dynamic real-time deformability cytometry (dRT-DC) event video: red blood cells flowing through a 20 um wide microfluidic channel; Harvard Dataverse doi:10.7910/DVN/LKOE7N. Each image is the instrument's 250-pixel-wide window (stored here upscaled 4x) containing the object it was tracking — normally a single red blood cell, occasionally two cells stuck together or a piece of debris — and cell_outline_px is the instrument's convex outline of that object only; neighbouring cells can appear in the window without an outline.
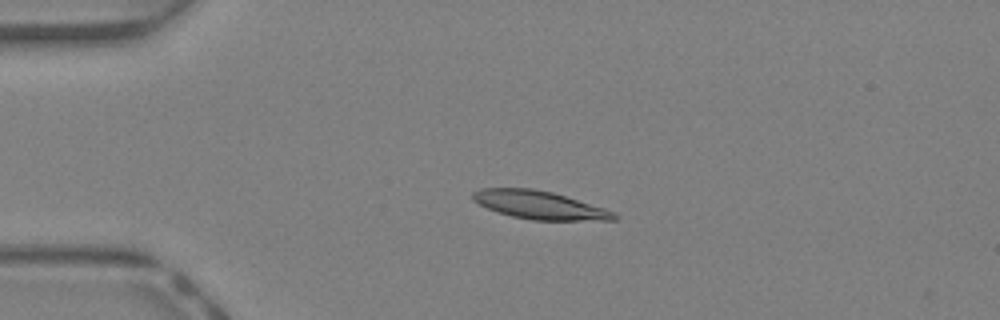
{"species": "Egyptian fruit bat (a non-hibernating species)", "species_latin": "Rousettus aegyptiacus", "temperature_condition": "warm", "stored_images_in_passage": 35, "camera_frame_rate_fps": 3000, "um_per_image_px": 0.085, "animal": {"sex": "female"}, "frame": {"image": 1, "passage_image": 1, "time_ms": 0.0, "image_size_px": [1000, 320], "cell_outline_px": [[620, 216], [616, 220], [532, 220], [512, 216], [496, 212], [472, 200], [472, 192], [480, 188], [532, 188], [552, 192], [604, 208], [616, 212]], "centroid_in_image_um": [45.86, 17.43], "position_along_channel_um": 39.1, "area_um2": 23.18}}
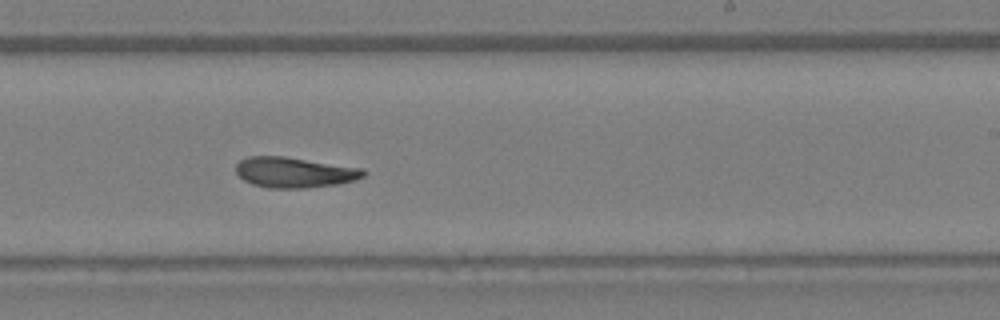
{"frame": {"image": 2, "passage_image": 18, "time_ms": 5.667, "image_size_px": [1000, 320], "cell_outline_px": [[364, 176], [352, 180], [336, 184], [304, 188], [268, 188], [252, 184], [244, 180], [236, 172], [236, 164], [240, 160], [248, 156], [284, 156], [364, 168]], "centroid_in_image_um": [24.99, 14.64], "position_along_channel_um": 264.0, "area_um2": 22.54}}
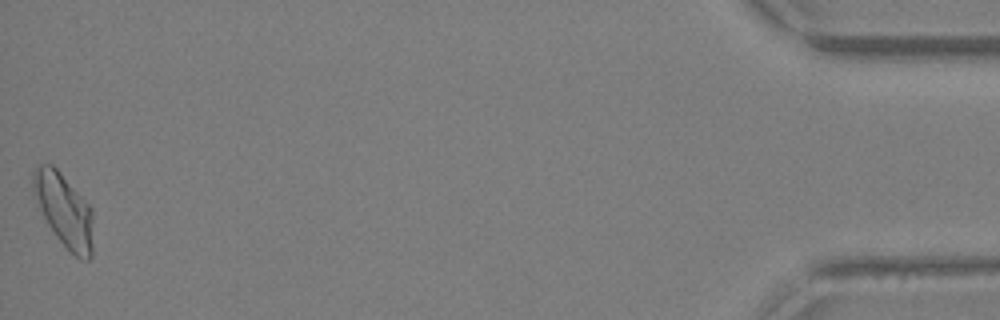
{"frame": {"image": 3, "passage_image": 35, "time_ms": 11.333, "image_size_px": [1000, 320], "cell_outline_px": [[92, 256], [88, 260], [84, 260], [76, 256], [56, 236], [48, 224], [40, 208], [32, 188], [32, 172], [40, 164], [52, 164], [60, 172], [92, 208]], "centroid_in_image_um": [5.45, 17.84], "position_along_channel_um": 429.8, "area_um2": 25.09}, "authors_computed_cell_mechanics": {"area_um2": 22.8888, "velocity_mm_per_s": 4.6162, "shape_relaxation_time_tau1_ms": 5.7667, "shape_relaxation_time_tau2_ms": 6.132, "deformation_change_tau1": 0.197, "deformation_change_tau2": 0.1723}}